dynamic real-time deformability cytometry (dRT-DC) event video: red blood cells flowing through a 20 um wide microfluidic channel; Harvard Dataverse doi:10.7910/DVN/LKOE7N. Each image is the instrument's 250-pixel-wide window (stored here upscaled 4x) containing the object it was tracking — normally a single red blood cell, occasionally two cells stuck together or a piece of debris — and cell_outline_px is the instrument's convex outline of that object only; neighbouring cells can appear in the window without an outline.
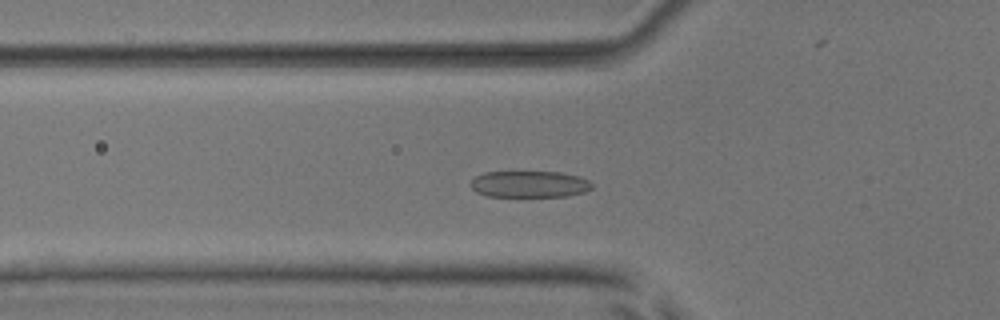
{"species": "common noctule bat (a hibernating species)", "species_latin": "Nyctalus noctula", "temperature_condition": "room temperature", "stored_images_in_passage": 49, "camera_frame_rate_fps": 3000, "um_per_image_px": 0.085, "animal": {"sex": "male", "body_mass_g": 17.9, "forearm_length_mm": 54.2}, "frame": {"image": 1, "passage_image": 15, "time_ms": 4.667, "image_size_px": [1000, 320], "cell_outline_px": [[592, 188], [584, 192], [568, 196], [488, 196], [476, 192], [468, 184], [476, 176], [484, 172], [560, 172], [576, 176], [588, 180], [592, 184]], "centroid_in_image_um": [44.97, 15.65], "position_along_channel_um": 80.8, "area_um2": 18.67}}
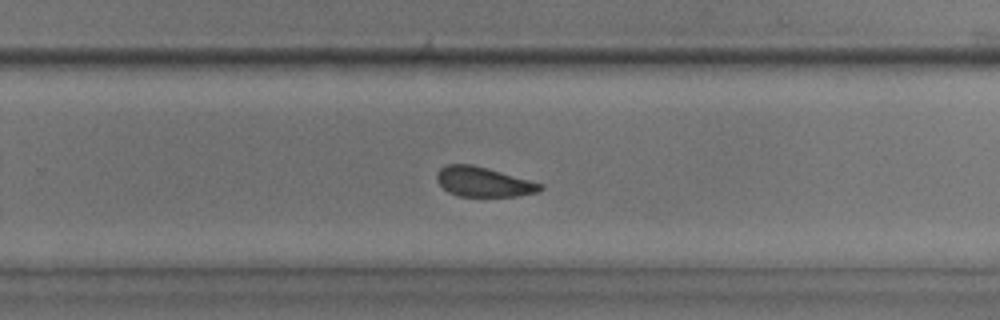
{"frame": {"image": 2, "passage_image": 31, "time_ms": 10.0, "image_size_px": [1000, 320], "cell_outline_px": [[544, 188], [540, 192], [516, 196], [460, 196], [448, 192], [436, 180], [436, 172], [440, 168], [448, 164], [472, 164], [488, 168], [544, 184]], "centroid_in_image_um": [41.11, 15.45], "position_along_channel_um": 288.7, "area_um2": 18.03}}
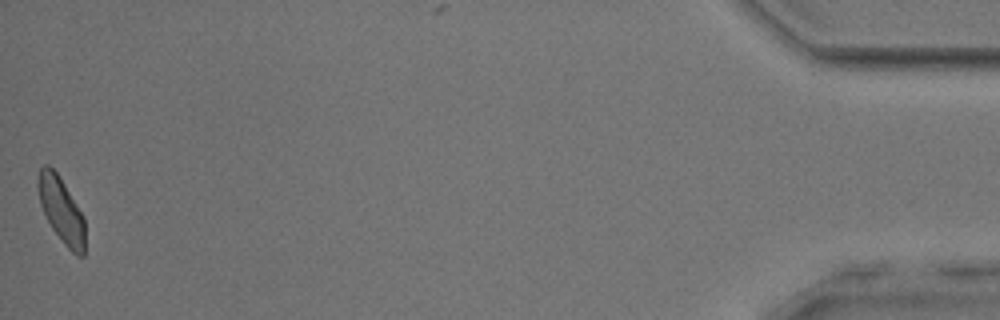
{"frame": {"image": 3, "passage_image": 49, "time_ms": 16.0, "image_size_px": [1000, 320], "cell_outline_px": [[84, 256], [76, 256], [64, 244], [52, 228], [40, 204], [36, 184], [40, 168], [44, 164], [48, 164], [60, 176], [84, 216]], "centroid_in_image_um": [5.2, 17.83], "position_along_channel_um": 430.0, "area_um2": 17.92}, "authors_computed_cell_mechanics": {"area_um2": 18.9006, "velocity_mm_per_s": 3.9044, "shape_relaxation_time_tau1_ms": 2.6299, "shape_relaxation_time_tau2_ms": 1.5865, "deformation_change_tau1": 0.1029, "deformation_change_tau2": 0.0885}}